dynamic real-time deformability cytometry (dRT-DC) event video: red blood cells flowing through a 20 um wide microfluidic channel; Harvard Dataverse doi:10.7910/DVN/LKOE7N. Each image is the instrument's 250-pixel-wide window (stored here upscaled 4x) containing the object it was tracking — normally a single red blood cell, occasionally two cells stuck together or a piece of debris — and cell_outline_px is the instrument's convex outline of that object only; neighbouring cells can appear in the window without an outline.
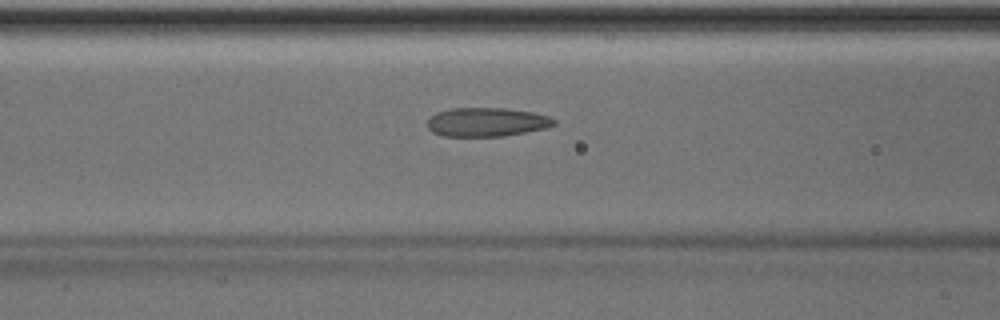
{"species": "Egyptian fruit bat (a non-hibernating species)", "species_latin": "Rousettus aegyptiacus", "temperature_condition": "room temperature", "stored_images_in_passage": 32, "camera_frame_rate_fps": 3000, "um_per_image_px": 0.085, "animal": {"sex": "male"}, "frame": {"image": 1, "passage_image": 5, "time_ms": 1.333, "image_size_px": [1000, 320], "cell_outline_px": [[556, 124], [548, 128], [504, 136], [444, 136], [432, 132], [428, 128], [428, 120], [436, 112], [452, 108], [504, 108], [532, 112], [548, 116], [556, 120]], "centroid_in_image_um": [41.39, 10.38], "position_along_channel_um": 125.2, "area_um2": 21.33}}
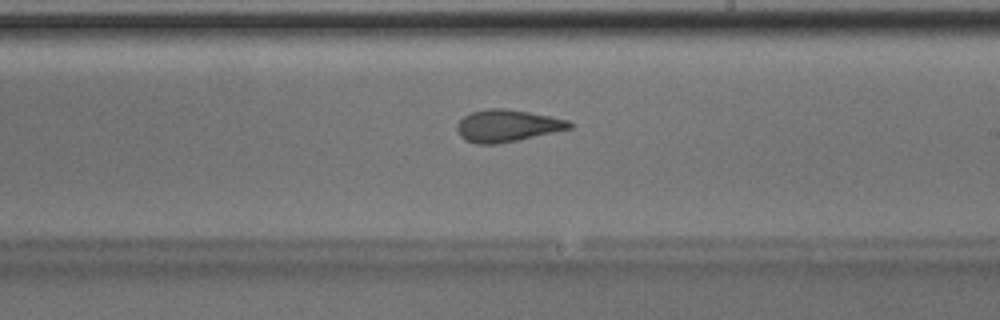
{"frame": {"image": 2, "passage_image": 14, "time_ms": 4.333, "image_size_px": [1000, 320], "cell_outline_px": [[572, 128], [516, 140], [496, 144], [476, 144], [464, 140], [460, 136], [456, 128], [456, 124], [464, 116], [472, 112], [488, 108], [504, 108], [528, 112], [568, 120], [572, 124]], "centroid_in_image_um": [43.06, 10.69], "position_along_channel_um": 245.9, "area_um2": 20.81}, "authors_computed_cell_mechanics": {"area_um2": 21.097, "velocity_mm_per_s": 4.0298, "shape_relaxation_time_tau1_ms": 6.1964, "shape_relaxation_time_tau2_ms": 1.7939, "deformation_change_tau1": 0.1632, "deformation_change_tau2": 0.091}}